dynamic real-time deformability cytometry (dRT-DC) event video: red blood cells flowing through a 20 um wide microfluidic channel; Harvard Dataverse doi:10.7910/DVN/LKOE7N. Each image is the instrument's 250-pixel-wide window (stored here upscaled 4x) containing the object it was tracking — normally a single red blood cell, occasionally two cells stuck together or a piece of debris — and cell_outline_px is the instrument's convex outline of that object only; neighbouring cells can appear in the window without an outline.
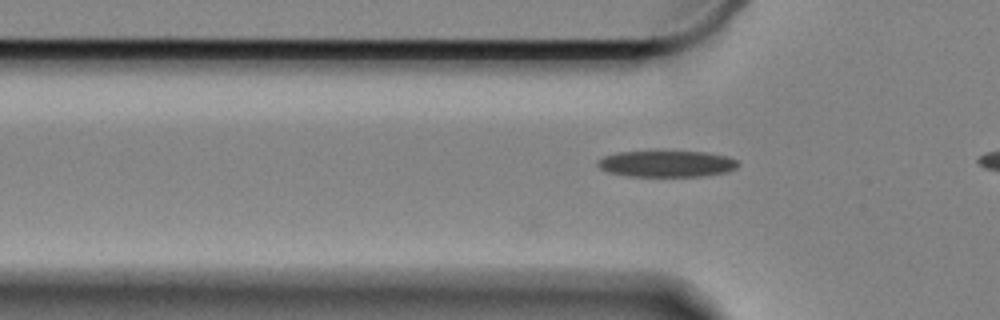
{"species": "Egyptian fruit bat (a non-hibernating species)", "species_latin": "Rousettus aegyptiacus", "temperature_condition": "cold", "stored_images_in_passage": 5, "camera_frame_rate_fps": 3000, "um_per_image_px": 0.085, "animal": {"sex": "female"}, "frame": {"image": 1, "passage_image": 2, "time_ms": 0.333, "image_size_px": [1000, 320], "cell_outline_px": [[740, 164], [736, 168], [728, 172], [704, 176], [628, 176], [608, 172], [600, 168], [596, 164], [604, 156], [616, 152], [708, 152], [728, 156], [736, 160]], "centroid_in_image_um": [56.71, 13.93], "position_along_channel_um": 69.1, "area_um2": 21.5}}